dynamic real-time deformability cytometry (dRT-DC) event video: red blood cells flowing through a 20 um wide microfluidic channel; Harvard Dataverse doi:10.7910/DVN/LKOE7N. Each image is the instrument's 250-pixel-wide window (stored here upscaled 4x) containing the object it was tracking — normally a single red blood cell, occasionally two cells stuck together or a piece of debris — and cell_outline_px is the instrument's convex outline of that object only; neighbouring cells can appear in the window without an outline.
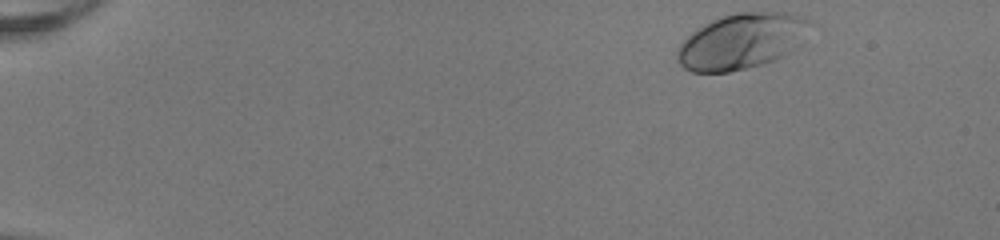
{"species": "human", "species_latin": "Homo sapiens", "temperature_condition": "room temperature", "stored_images_in_passage": 46, "camera_frame_rate_fps": 3000, "um_per_image_px": 0.085, "donor": {"sex": "female"}, "frame": {"image": 1, "passage_image": 1, "time_ms": 0.0, "image_size_px": [1000, 240], "cell_outline_px": [[812, 24], [776, 60], [728, 72], [692, 72], [684, 68], [680, 64], [676, 56], [676, 52], [680, 44], [692, 32], [704, 24], [720, 16], [736, 12], [784, 12], [812, 20]], "centroid_in_image_um": [62.92, 3.49], "position_along_channel_um": 22.1, "area_um2": 41.79}}
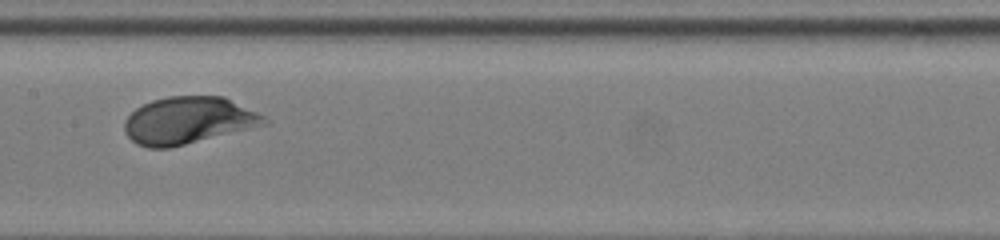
{"frame": {"image": 2, "passage_image": 23, "time_ms": 7.333, "image_size_px": [1000, 240], "cell_outline_px": [[268, 124], [168, 148], [148, 148], [136, 144], [124, 132], [124, 120], [136, 108], [152, 100], [168, 96], [224, 96], [264, 116], [268, 120]], "centroid_in_image_um": [15.97, 10.23], "position_along_channel_um": 191.4, "area_um2": 38.15}}
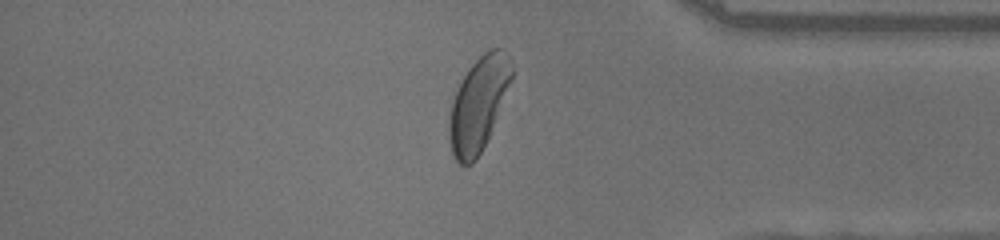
{"frame": {"image": 3, "passage_image": 39, "time_ms": 12.667, "image_size_px": [1000, 240], "cell_outline_px": [[512, 80], [488, 136], [476, 160], [472, 164], [460, 164], [452, 156], [448, 140], [448, 120], [452, 100], [468, 68], [484, 52], [492, 48], [504, 48], [508, 52], [512, 60]], "centroid_in_image_um": [40.66, 8.83], "position_along_channel_um": 394.5, "area_um2": 34.04}, "authors_computed_cell_mechanics": {"area_um2": 37.5989, "velocity_mm_per_s": 4.0452, "shape_relaxation_time_tau1_ms": 2.0346, "shape_relaxation_time_tau2_ms": null, "deformation_change_tau1": 0.1461, "deformation_change_tau2": null}}